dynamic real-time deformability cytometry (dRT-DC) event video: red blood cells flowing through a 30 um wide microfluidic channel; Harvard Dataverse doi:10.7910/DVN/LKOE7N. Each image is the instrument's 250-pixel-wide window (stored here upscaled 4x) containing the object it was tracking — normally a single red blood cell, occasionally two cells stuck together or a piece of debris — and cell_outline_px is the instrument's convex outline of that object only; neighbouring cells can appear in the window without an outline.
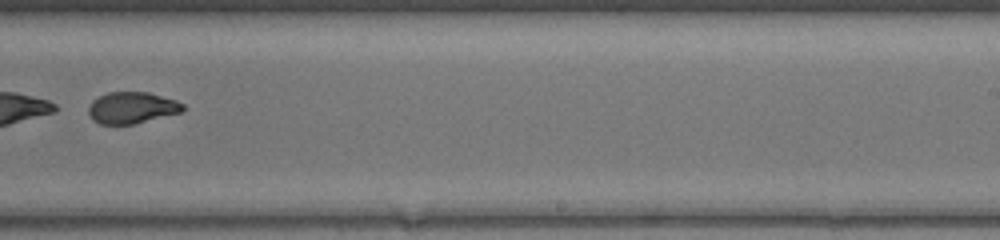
{"species": "common noctule bat (a hibernating species)", "species_latin": "Nyctalus noctula", "temperature_condition": "warm", "stored_images_in_passage": 46, "segment_of_instrument_passage": [2, 2], "camera_frame_rate_fps": 3000, "um_per_image_px": 0.085, "animal": {"sex": "female", "body_mass_g": 17.0, "forearm_length_mm": 48.0}, "frame": {"image": 1, "passage_image": 31, "time_ms": 10.0, "image_size_px": [1000, 240], "cell_outline_px": [[184, 112], [132, 124], [100, 124], [92, 120], [88, 112], [88, 108], [92, 100], [108, 92], [148, 92], [176, 100], [184, 104]], "centroid_in_image_um": [11.22, 9.16], "position_along_channel_um": 277.8, "area_um2": 17.4}}